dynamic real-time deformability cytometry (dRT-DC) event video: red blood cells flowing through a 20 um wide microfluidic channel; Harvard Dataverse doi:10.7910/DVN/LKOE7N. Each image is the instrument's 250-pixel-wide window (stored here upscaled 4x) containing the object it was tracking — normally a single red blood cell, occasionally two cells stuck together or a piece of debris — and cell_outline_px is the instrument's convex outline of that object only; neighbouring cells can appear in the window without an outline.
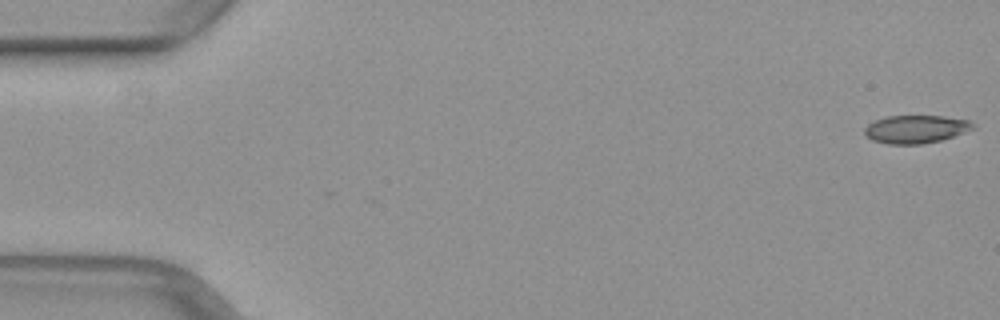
{"species": "common noctule bat (a hibernating species)", "species_latin": "Nyctalus noctula", "temperature_condition": "warm", "stored_images_in_passage": 50, "camera_frame_rate_fps": 3000, "um_per_image_px": 0.085, "animal": {"sex": "female", "body_mass_g": 29.2, "forearm_length_mm": 56.3}, "frame": {"image": 1, "passage_image": 1, "time_ms": 0.0, "image_size_px": [1000, 320], "cell_outline_px": [[976, 128], [940, 140], [920, 144], [888, 144], [872, 140], [864, 132], [864, 128], [868, 124], [884, 116], [944, 116], [968, 120], [976, 124]], "centroid_in_image_um": [77.85, 10.97], "position_along_channel_um": 7.2, "area_um2": 17.63}}
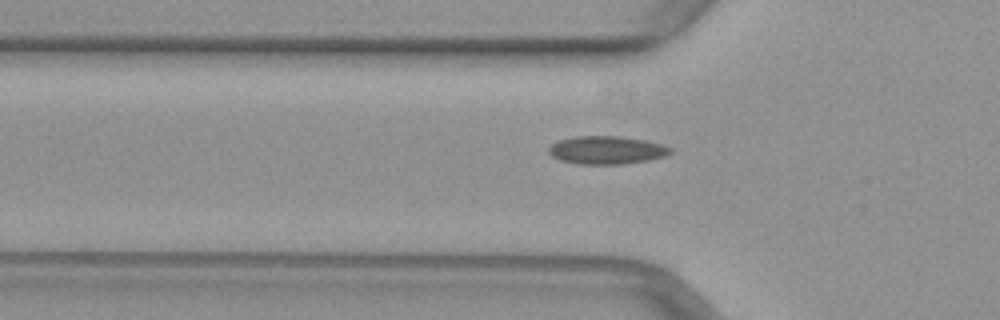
{"frame": {"image": 2, "passage_image": 17, "time_ms": 5.333, "image_size_px": [1000, 320], "cell_outline_px": [[672, 152], [664, 156], [648, 160], [624, 164], [580, 164], [560, 160], [552, 156], [548, 152], [548, 148], [552, 144], [560, 140], [576, 136], [620, 136], [644, 140], [664, 144], [672, 148]], "centroid_in_image_um": [51.58, 12.75], "position_along_channel_um": 74.2, "area_um2": 19.88}}
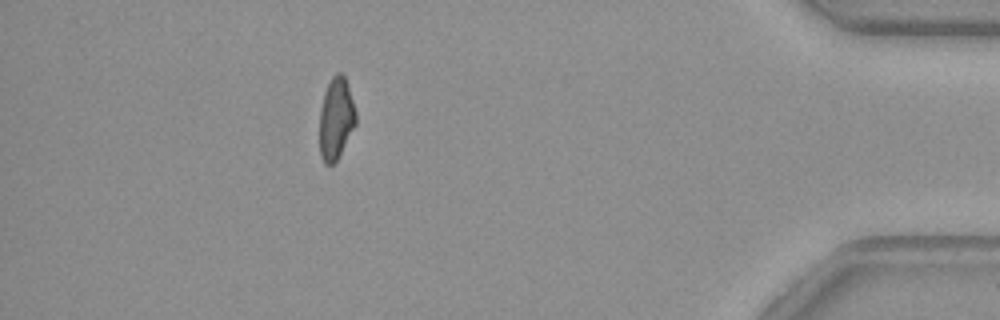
{"frame": {"image": 3, "passage_image": 45, "time_ms": 14.667, "image_size_px": [1000, 320], "cell_outline_px": [[356, 124], [336, 160], [332, 164], [324, 164], [320, 156], [320, 108], [324, 92], [332, 76], [336, 72], [340, 72], [344, 76], [348, 84], [356, 112]], "centroid_in_image_um": [28.56, 10.05], "position_along_channel_um": 406.6, "area_um2": 17.22}}